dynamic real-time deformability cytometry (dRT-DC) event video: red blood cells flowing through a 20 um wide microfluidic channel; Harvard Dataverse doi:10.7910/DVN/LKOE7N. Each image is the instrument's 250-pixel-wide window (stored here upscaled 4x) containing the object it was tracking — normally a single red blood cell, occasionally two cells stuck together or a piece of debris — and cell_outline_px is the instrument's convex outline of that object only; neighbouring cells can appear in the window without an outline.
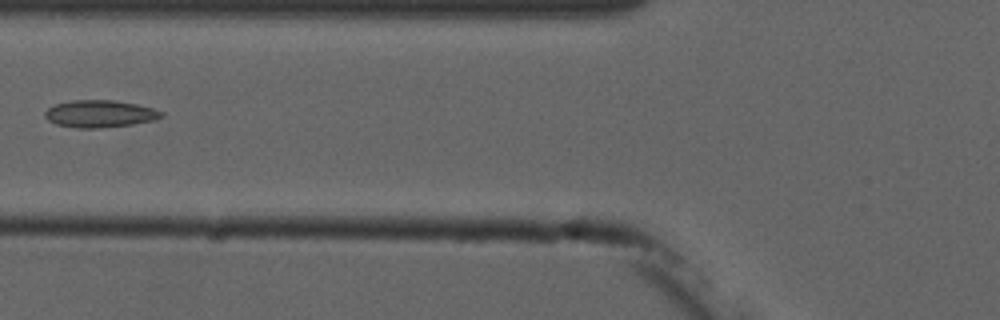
{"species": "common noctule bat (a hibernating species)", "species_latin": "Nyctalus noctula", "temperature_condition": "cold", "stored_images_in_passage": 4, "camera_frame_rate_fps": 3000, "um_per_image_px": 0.085, "animal": {"sex": "male", "forearm_length_mm": 52.5}, "frame": {"image": 1, "passage_image": 3, "time_ms": 3.333, "image_size_px": [1000, 320], "cell_outline_px": [[164, 116], [156, 120], [132, 124], [100, 128], [76, 128], [56, 124], [48, 120], [44, 116], [44, 112], [52, 104], [72, 100], [112, 100], [136, 104], [152, 108], [164, 112]], "centroid_in_image_um": [8.47, 9.67], "position_along_channel_um": 117.3, "area_um2": 18.61}}
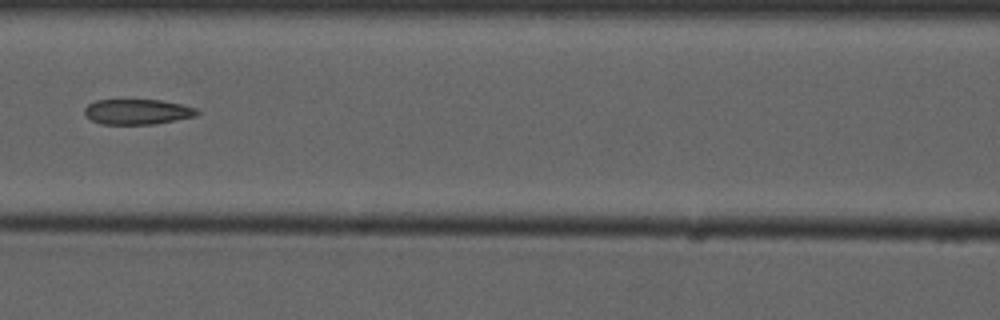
{"frame": {"image": 2, "passage_image": 4, "time_ms": 4.333, "image_size_px": [1000, 320], "cell_outline_px": [[200, 112], [196, 116], [152, 124], [100, 124], [84, 116], [84, 108], [88, 104], [96, 100], [160, 100], [180, 104], [196, 108]], "centroid_in_image_um": [11.64, 9.5], "position_along_channel_um": 155.0, "area_um2": 16.53}}